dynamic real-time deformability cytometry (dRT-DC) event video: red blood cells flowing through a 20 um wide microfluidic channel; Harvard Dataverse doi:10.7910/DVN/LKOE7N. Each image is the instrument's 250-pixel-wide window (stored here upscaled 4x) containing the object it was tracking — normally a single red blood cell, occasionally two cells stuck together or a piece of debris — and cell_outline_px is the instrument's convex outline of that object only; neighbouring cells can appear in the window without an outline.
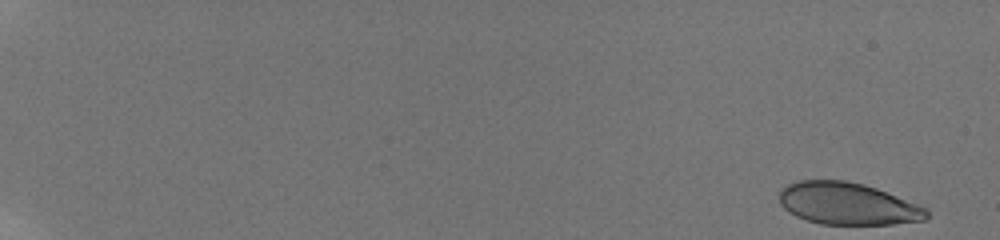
{"species": "human", "species_latin": "Homo sapiens", "temperature_condition": "room temperature", "stored_images_in_passage": 90, "camera_frame_rate_fps": 3000, "um_per_image_px": 0.085, "donor": {"sex": "male"}, "frame": {"image": 1, "passage_image": 1, "time_ms": 0.0, "image_size_px": [1000, 240], "cell_outline_px": [[928, 216], [924, 220], [892, 224], [820, 224], [796, 216], [788, 212], [780, 204], [780, 192], [788, 184], [800, 180], [844, 180], [864, 184], [876, 188], [928, 208]], "centroid_in_image_um": [72.05, 17.31], "position_along_channel_um": 12.9, "area_um2": 36.01}}
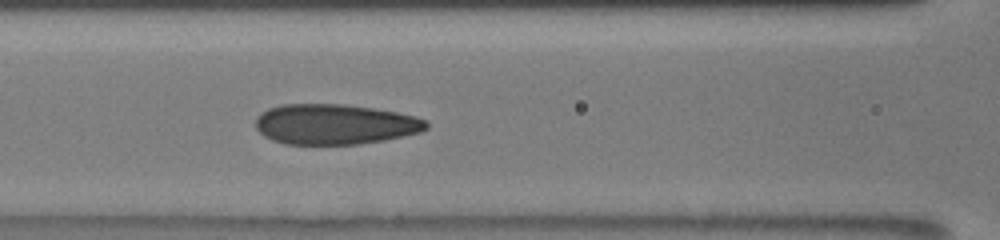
{"frame": {"image": 2, "passage_image": 42, "time_ms": 9.0, "image_size_px": [1000, 240], "cell_outline_px": [[428, 128], [420, 132], [384, 140], [360, 144], [284, 144], [272, 140], [264, 136], [256, 128], [256, 116], [260, 112], [268, 108], [280, 104], [344, 104], [372, 108], [396, 112], [416, 116], [428, 120]], "centroid_in_image_um": [28.45, 10.56], "position_along_channel_um": 138.2, "area_um2": 40.34}}
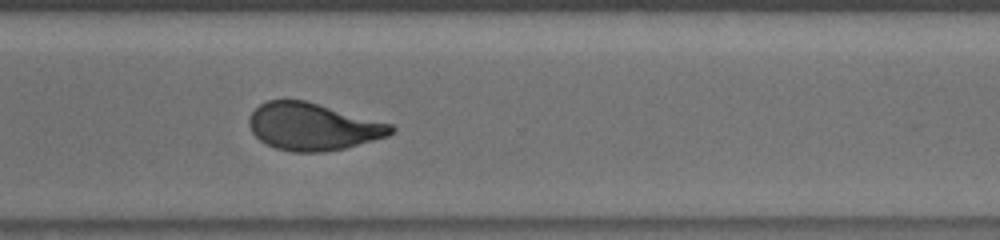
{"frame": {"image": 3, "passage_image": 67, "time_ms": 14.333, "image_size_px": [1000, 240], "cell_outline_px": [[396, 128], [388, 136], [344, 148], [324, 152], [292, 152], [276, 148], [260, 140], [252, 132], [248, 124], [248, 120], [252, 112], [260, 104], [268, 100], [304, 100], [392, 124]], "centroid_in_image_um": [26.58, 10.77], "position_along_channel_um": 344.0, "area_um2": 38.78}, "authors_computed_cell_mechanics": {"area_um2": 38.8994, "velocity_mm_per_s": 3.8645, "shape_relaxation_time_tau1_ms": 6.3683, "shape_relaxation_time_tau2_ms": 0.8859, "deformation_change_tau1": 0.1774, "deformation_change_tau2": 0.055}}